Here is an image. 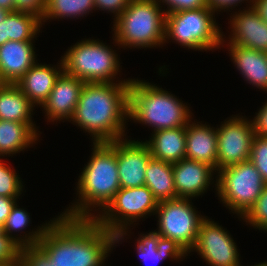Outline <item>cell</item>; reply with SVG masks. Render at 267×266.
<instances>
[{"instance_id": "d590c367", "label": "cell", "mask_w": 267, "mask_h": 266, "mask_svg": "<svg viewBox=\"0 0 267 266\" xmlns=\"http://www.w3.org/2000/svg\"><path fill=\"white\" fill-rule=\"evenodd\" d=\"M255 136L267 137V100L263 106L255 113L253 120L251 119Z\"/></svg>"}, {"instance_id": "5b68a950", "label": "cell", "mask_w": 267, "mask_h": 266, "mask_svg": "<svg viewBox=\"0 0 267 266\" xmlns=\"http://www.w3.org/2000/svg\"><path fill=\"white\" fill-rule=\"evenodd\" d=\"M165 11L156 0H131L113 22V44L119 49L158 48L164 45Z\"/></svg>"}, {"instance_id": "ffe728a7", "label": "cell", "mask_w": 267, "mask_h": 266, "mask_svg": "<svg viewBox=\"0 0 267 266\" xmlns=\"http://www.w3.org/2000/svg\"><path fill=\"white\" fill-rule=\"evenodd\" d=\"M229 56L243 80L267 93V53L240 45L227 44Z\"/></svg>"}, {"instance_id": "d6986e66", "label": "cell", "mask_w": 267, "mask_h": 266, "mask_svg": "<svg viewBox=\"0 0 267 266\" xmlns=\"http://www.w3.org/2000/svg\"><path fill=\"white\" fill-rule=\"evenodd\" d=\"M186 125L185 158L208 164L217 171V131L214 126L202 121H192ZM214 127V128H213Z\"/></svg>"}, {"instance_id": "83f0119b", "label": "cell", "mask_w": 267, "mask_h": 266, "mask_svg": "<svg viewBox=\"0 0 267 266\" xmlns=\"http://www.w3.org/2000/svg\"><path fill=\"white\" fill-rule=\"evenodd\" d=\"M95 11L94 0H46L45 13L41 24L48 20L79 19Z\"/></svg>"}, {"instance_id": "6da1fadb", "label": "cell", "mask_w": 267, "mask_h": 266, "mask_svg": "<svg viewBox=\"0 0 267 266\" xmlns=\"http://www.w3.org/2000/svg\"><path fill=\"white\" fill-rule=\"evenodd\" d=\"M116 246L115 234L93 219L58 215L39 244L22 247L19 258L23 266H104Z\"/></svg>"}, {"instance_id": "7a4b0ae2", "label": "cell", "mask_w": 267, "mask_h": 266, "mask_svg": "<svg viewBox=\"0 0 267 266\" xmlns=\"http://www.w3.org/2000/svg\"><path fill=\"white\" fill-rule=\"evenodd\" d=\"M130 83H85L69 122L88 132L92 143L125 138Z\"/></svg>"}, {"instance_id": "9c48e42d", "label": "cell", "mask_w": 267, "mask_h": 266, "mask_svg": "<svg viewBox=\"0 0 267 266\" xmlns=\"http://www.w3.org/2000/svg\"><path fill=\"white\" fill-rule=\"evenodd\" d=\"M196 209L192 199L177 198L158 202L155 212L158 218L155 231L182 259L190 255L200 224L206 217Z\"/></svg>"}, {"instance_id": "f35d334b", "label": "cell", "mask_w": 267, "mask_h": 266, "mask_svg": "<svg viewBox=\"0 0 267 266\" xmlns=\"http://www.w3.org/2000/svg\"><path fill=\"white\" fill-rule=\"evenodd\" d=\"M253 9L267 23V0H253Z\"/></svg>"}, {"instance_id": "8fae6325", "label": "cell", "mask_w": 267, "mask_h": 266, "mask_svg": "<svg viewBox=\"0 0 267 266\" xmlns=\"http://www.w3.org/2000/svg\"><path fill=\"white\" fill-rule=\"evenodd\" d=\"M233 116V117H232ZM217 125V171L250 160L255 136L251 119L232 115Z\"/></svg>"}, {"instance_id": "3957f363", "label": "cell", "mask_w": 267, "mask_h": 266, "mask_svg": "<svg viewBox=\"0 0 267 266\" xmlns=\"http://www.w3.org/2000/svg\"><path fill=\"white\" fill-rule=\"evenodd\" d=\"M92 144L91 157L76 182L78 199L60 214L63 217L94 219L121 188L116 150L108 142Z\"/></svg>"}, {"instance_id": "4dcf8cb0", "label": "cell", "mask_w": 267, "mask_h": 266, "mask_svg": "<svg viewBox=\"0 0 267 266\" xmlns=\"http://www.w3.org/2000/svg\"><path fill=\"white\" fill-rule=\"evenodd\" d=\"M250 161L267 184V137L254 136L251 145Z\"/></svg>"}, {"instance_id": "836d02e7", "label": "cell", "mask_w": 267, "mask_h": 266, "mask_svg": "<svg viewBox=\"0 0 267 266\" xmlns=\"http://www.w3.org/2000/svg\"><path fill=\"white\" fill-rule=\"evenodd\" d=\"M131 0H94L96 11H104L103 13H113V21H115L121 13L128 7Z\"/></svg>"}, {"instance_id": "9a60e30c", "label": "cell", "mask_w": 267, "mask_h": 266, "mask_svg": "<svg viewBox=\"0 0 267 266\" xmlns=\"http://www.w3.org/2000/svg\"><path fill=\"white\" fill-rule=\"evenodd\" d=\"M217 171L208 164L184 158L173 163L174 185L178 198L195 199L211 185L217 189ZM214 175V176H213Z\"/></svg>"}, {"instance_id": "52a82bcc", "label": "cell", "mask_w": 267, "mask_h": 266, "mask_svg": "<svg viewBox=\"0 0 267 266\" xmlns=\"http://www.w3.org/2000/svg\"><path fill=\"white\" fill-rule=\"evenodd\" d=\"M210 8L168 13L164 44L172 42L194 51L221 48L222 31ZM171 40V41H170Z\"/></svg>"}, {"instance_id": "4fadbf2b", "label": "cell", "mask_w": 267, "mask_h": 266, "mask_svg": "<svg viewBox=\"0 0 267 266\" xmlns=\"http://www.w3.org/2000/svg\"><path fill=\"white\" fill-rule=\"evenodd\" d=\"M117 155L118 177L121 188L145 185V171L152 157L144 141L128 137L108 142Z\"/></svg>"}, {"instance_id": "ab89813d", "label": "cell", "mask_w": 267, "mask_h": 266, "mask_svg": "<svg viewBox=\"0 0 267 266\" xmlns=\"http://www.w3.org/2000/svg\"><path fill=\"white\" fill-rule=\"evenodd\" d=\"M0 8L9 12H14L15 0H0Z\"/></svg>"}, {"instance_id": "ee69618b", "label": "cell", "mask_w": 267, "mask_h": 266, "mask_svg": "<svg viewBox=\"0 0 267 266\" xmlns=\"http://www.w3.org/2000/svg\"><path fill=\"white\" fill-rule=\"evenodd\" d=\"M3 84H5V83L3 82L2 76H1V73H0V85H3Z\"/></svg>"}, {"instance_id": "5bb4252c", "label": "cell", "mask_w": 267, "mask_h": 266, "mask_svg": "<svg viewBox=\"0 0 267 266\" xmlns=\"http://www.w3.org/2000/svg\"><path fill=\"white\" fill-rule=\"evenodd\" d=\"M233 12L228 22L231 29L230 35L228 39H224L226 37L222 32L221 48L229 41L227 44L240 45L267 53V23L252 6Z\"/></svg>"}, {"instance_id": "8d00e7d4", "label": "cell", "mask_w": 267, "mask_h": 266, "mask_svg": "<svg viewBox=\"0 0 267 266\" xmlns=\"http://www.w3.org/2000/svg\"><path fill=\"white\" fill-rule=\"evenodd\" d=\"M244 1H247L246 4L250 3L247 4V7H251L253 4V0H207V6L218 15L221 11L235 10V8L240 6Z\"/></svg>"}, {"instance_id": "f1b7e54d", "label": "cell", "mask_w": 267, "mask_h": 266, "mask_svg": "<svg viewBox=\"0 0 267 266\" xmlns=\"http://www.w3.org/2000/svg\"><path fill=\"white\" fill-rule=\"evenodd\" d=\"M0 158V196L19 198L23 192V181L13 167Z\"/></svg>"}, {"instance_id": "1f68e13d", "label": "cell", "mask_w": 267, "mask_h": 266, "mask_svg": "<svg viewBox=\"0 0 267 266\" xmlns=\"http://www.w3.org/2000/svg\"><path fill=\"white\" fill-rule=\"evenodd\" d=\"M162 5L165 14L172 12H180L185 10H196L200 8H209L207 0H156ZM164 5V6H163ZM166 8V9H165Z\"/></svg>"}, {"instance_id": "30bf717a", "label": "cell", "mask_w": 267, "mask_h": 266, "mask_svg": "<svg viewBox=\"0 0 267 266\" xmlns=\"http://www.w3.org/2000/svg\"><path fill=\"white\" fill-rule=\"evenodd\" d=\"M216 180L218 199L239 219L256 202L266 185L250 160L218 170Z\"/></svg>"}, {"instance_id": "7402d4cb", "label": "cell", "mask_w": 267, "mask_h": 266, "mask_svg": "<svg viewBox=\"0 0 267 266\" xmlns=\"http://www.w3.org/2000/svg\"><path fill=\"white\" fill-rule=\"evenodd\" d=\"M39 137L35 123L0 120V158L7 155L13 157L28 147H33L39 141Z\"/></svg>"}, {"instance_id": "e0dca14e", "label": "cell", "mask_w": 267, "mask_h": 266, "mask_svg": "<svg viewBox=\"0 0 267 266\" xmlns=\"http://www.w3.org/2000/svg\"><path fill=\"white\" fill-rule=\"evenodd\" d=\"M63 71L62 60L52 66L37 61L15 84L35 107L41 108Z\"/></svg>"}, {"instance_id": "ba28073f", "label": "cell", "mask_w": 267, "mask_h": 266, "mask_svg": "<svg viewBox=\"0 0 267 266\" xmlns=\"http://www.w3.org/2000/svg\"><path fill=\"white\" fill-rule=\"evenodd\" d=\"M157 207L158 201L147 186L120 188L93 220L107 231L115 234V244H121L124 242L125 236L130 235L128 234L131 233L129 229L133 225L135 227L134 222L155 215Z\"/></svg>"}, {"instance_id": "44dd1931", "label": "cell", "mask_w": 267, "mask_h": 266, "mask_svg": "<svg viewBox=\"0 0 267 266\" xmlns=\"http://www.w3.org/2000/svg\"><path fill=\"white\" fill-rule=\"evenodd\" d=\"M144 142L153 158L172 164L179 162L186 156V126L154 131Z\"/></svg>"}, {"instance_id": "cb8c5ba5", "label": "cell", "mask_w": 267, "mask_h": 266, "mask_svg": "<svg viewBox=\"0 0 267 266\" xmlns=\"http://www.w3.org/2000/svg\"><path fill=\"white\" fill-rule=\"evenodd\" d=\"M35 106L16 84L0 85V120L35 123L32 115Z\"/></svg>"}, {"instance_id": "7bdbcfd3", "label": "cell", "mask_w": 267, "mask_h": 266, "mask_svg": "<svg viewBox=\"0 0 267 266\" xmlns=\"http://www.w3.org/2000/svg\"><path fill=\"white\" fill-rule=\"evenodd\" d=\"M241 266H243V265H241ZM248 266H250V265H248ZM251 266H267V261H264V262H260V263H256L255 265H251Z\"/></svg>"}, {"instance_id": "2e32d148", "label": "cell", "mask_w": 267, "mask_h": 266, "mask_svg": "<svg viewBox=\"0 0 267 266\" xmlns=\"http://www.w3.org/2000/svg\"><path fill=\"white\" fill-rule=\"evenodd\" d=\"M85 82L62 72L57 78L47 101L42 105L45 119L53 124L70 121Z\"/></svg>"}, {"instance_id": "d6a6232c", "label": "cell", "mask_w": 267, "mask_h": 266, "mask_svg": "<svg viewBox=\"0 0 267 266\" xmlns=\"http://www.w3.org/2000/svg\"><path fill=\"white\" fill-rule=\"evenodd\" d=\"M21 247L8 237L0 228V264L16 260Z\"/></svg>"}, {"instance_id": "e575fe53", "label": "cell", "mask_w": 267, "mask_h": 266, "mask_svg": "<svg viewBox=\"0 0 267 266\" xmlns=\"http://www.w3.org/2000/svg\"><path fill=\"white\" fill-rule=\"evenodd\" d=\"M46 0H15V11L30 13L41 21L45 13Z\"/></svg>"}, {"instance_id": "603a6c76", "label": "cell", "mask_w": 267, "mask_h": 266, "mask_svg": "<svg viewBox=\"0 0 267 266\" xmlns=\"http://www.w3.org/2000/svg\"><path fill=\"white\" fill-rule=\"evenodd\" d=\"M17 204L18 203H16L12 208L10 214L1 227V230L8 237L14 240V242H16L21 248L38 245L44 235V232L55 217L50 219L48 222L45 221V223L40 224L41 226L38 225L37 229L34 228V230H30L27 233L24 230H26L28 226H31L30 213L27 210L20 208ZM17 232L20 233V235Z\"/></svg>"}, {"instance_id": "f546056e", "label": "cell", "mask_w": 267, "mask_h": 266, "mask_svg": "<svg viewBox=\"0 0 267 266\" xmlns=\"http://www.w3.org/2000/svg\"><path fill=\"white\" fill-rule=\"evenodd\" d=\"M241 220L253 227V229L267 232V184L256 202L241 217Z\"/></svg>"}, {"instance_id": "8992f818", "label": "cell", "mask_w": 267, "mask_h": 266, "mask_svg": "<svg viewBox=\"0 0 267 266\" xmlns=\"http://www.w3.org/2000/svg\"><path fill=\"white\" fill-rule=\"evenodd\" d=\"M106 44L103 40L85 38L71 45L61 56L64 72L85 83L131 82L130 78L119 80L120 55L118 58L116 50Z\"/></svg>"}, {"instance_id": "d4e9b609", "label": "cell", "mask_w": 267, "mask_h": 266, "mask_svg": "<svg viewBox=\"0 0 267 266\" xmlns=\"http://www.w3.org/2000/svg\"><path fill=\"white\" fill-rule=\"evenodd\" d=\"M41 27V20L35 15L9 12L0 23V45L7 41H35Z\"/></svg>"}, {"instance_id": "484cf974", "label": "cell", "mask_w": 267, "mask_h": 266, "mask_svg": "<svg viewBox=\"0 0 267 266\" xmlns=\"http://www.w3.org/2000/svg\"><path fill=\"white\" fill-rule=\"evenodd\" d=\"M145 186L158 202L177 199L173 164L151 157L145 171Z\"/></svg>"}, {"instance_id": "74e56055", "label": "cell", "mask_w": 267, "mask_h": 266, "mask_svg": "<svg viewBox=\"0 0 267 266\" xmlns=\"http://www.w3.org/2000/svg\"><path fill=\"white\" fill-rule=\"evenodd\" d=\"M20 198H9L0 196V228L4 224L14 205Z\"/></svg>"}, {"instance_id": "60d3db41", "label": "cell", "mask_w": 267, "mask_h": 266, "mask_svg": "<svg viewBox=\"0 0 267 266\" xmlns=\"http://www.w3.org/2000/svg\"><path fill=\"white\" fill-rule=\"evenodd\" d=\"M0 266H23L22 260L18 257L16 260L7 262V263H1Z\"/></svg>"}, {"instance_id": "b9f144b4", "label": "cell", "mask_w": 267, "mask_h": 266, "mask_svg": "<svg viewBox=\"0 0 267 266\" xmlns=\"http://www.w3.org/2000/svg\"><path fill=\"white\" fill-rule=\"evenodd\" d=\"M9 11L0 8V23L6 18Z\"/></svg>"}, {"instance_id": "7c38bea8", "label": "cell", "mask_w": 267, "mask_h": 266, "mask_svg": "<svg viewBox=\"0 0 267 266\" xmlns=\"http://www.w3.org/2000/svg\"><path fill=\"white\" fill-rule=\"evenodd\" d=\"M226 230L206 216L190 253L196 252L209 266H241L238 246Z\"/></svg>"}, {"instance_id": "277c9868", "label": "cell", "mask_w": 267, "mask_h": 266, "mask_svg": "<svg viewBox=\"0 0 267 266\" xmlns=\"http://www.w3.org/2000/svg\"><path fill=\"white\" fill-rule=\"evenodd\" d=\"M187 103L146 80L131 78L128 119L150 126L152 131L186 126L193 117Z\"/></svg>"}, {"instance_id": "ac0fdd59", "label": "cell", "mask_w": 267, "mask_h": 266, "mask_svg": "<svg viewBox=\"0 0 267 266\" xmlns=\"http://www.w3.org/2000/svg\"><path fill=\"white\" fill-rule=\"evenodd\" d=\"M35 41H7L0 45V73L4 83L15 84L39 60Z\"/></svg>"}, {"instance_id": "4316f807", "label": "cell", "mask_w": 267, "mask_h": 266, "mask_svg": "<svg viewBox=\"0 0 267 266\" xmlns=\"http://www.w3.org/2000/svg\"><path fill=\"white\" fill-rule=\"evenodd\" d=\"M135 250L141 261L145 262L146 265L149 261L153 264L154 262L158 264L168 258L169 260L172 259V261L176 260V262L183 261L182 257L171 247L163 243L162 238L155 230L146 234L140 233L136 239Z\"/></svg>"}]
</instances>
